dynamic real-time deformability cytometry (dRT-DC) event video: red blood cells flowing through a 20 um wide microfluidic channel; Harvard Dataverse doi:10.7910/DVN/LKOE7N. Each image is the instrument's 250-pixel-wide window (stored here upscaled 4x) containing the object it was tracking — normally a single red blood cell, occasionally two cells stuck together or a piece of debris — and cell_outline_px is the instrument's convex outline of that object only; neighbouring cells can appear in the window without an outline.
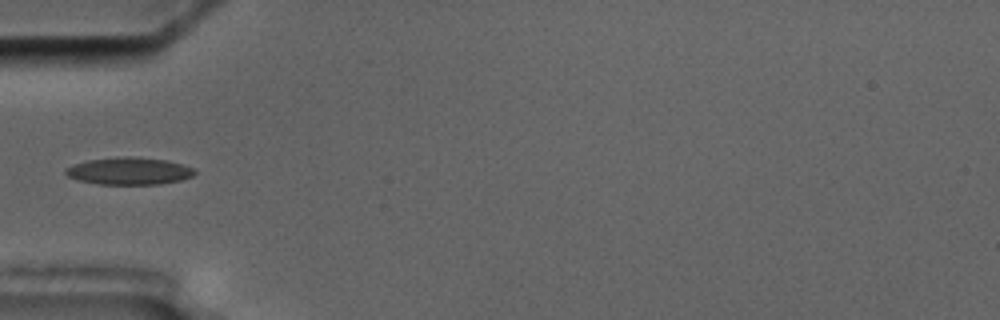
{"species": "common noctule bat (a hibernating species)", "species_latin": "Nyctalus noctula", "temperature_condition": "cold", "stored_images_in_passage": 5, "camera_frame_rate_fps": 3000, "um_per_image_px": 0.085, "animal": {"sex": "male", "body_mass_g": 17.5, "forearm_length_mm": 52.3}, "frame": {"image": 1, "passage_image": 5, "time_ms": 5.0, "image_size_px": [1000, 320], "cell_outline_px": [[196, 172], [192, 176], [180, 180], [156, 184], [100, 184], [80, 180], [68, 176], [64, 172], [64, 168], [72, 164], [88, 160], [124, 156], [132, 156], [168, 160], [192, 168]], "centroid_in_image_um": [10.94, 14.52], "position_along_channel_um": 74.1, "area_um2": 20.35}}